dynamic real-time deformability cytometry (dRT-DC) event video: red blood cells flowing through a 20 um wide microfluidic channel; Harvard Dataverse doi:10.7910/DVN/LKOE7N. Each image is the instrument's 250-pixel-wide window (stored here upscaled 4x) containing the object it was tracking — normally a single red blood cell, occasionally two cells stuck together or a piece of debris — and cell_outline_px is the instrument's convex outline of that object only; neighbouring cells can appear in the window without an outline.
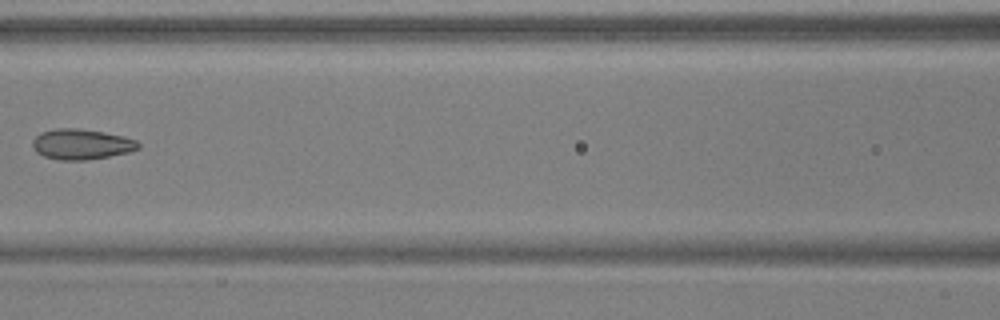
{"species": "common noctule bat (a hibernating species)", "species_latin": "Nyctalus noctula", "temperature_condition": "warm", "stored_images_in_passage": 7, "camera_frame_rate_fps": 3000, "um_per_image_px": 0.085, "animal": {"sex": "male", "body_mass_g": 17.9, "forearm_length_mm": 54.2}, "frame": {"image": 1, "passage_image": 7, "time_ms": 2.0, "image_size_px": [1000, 320], "cell_outline_px": [[140, 148], [132, 152], [84, 160], [60, 160], [44, 156], [36, 152], [32, 144], [32, 140], [40, 132], [56, 128], [76, 128], [104, 132], [124, 136], [136, 140], [140, 144]], "centroid_in_image_um": [6.93, 12.25], "position_along_channel_um": 159.7, "area_um2": 18.84}}